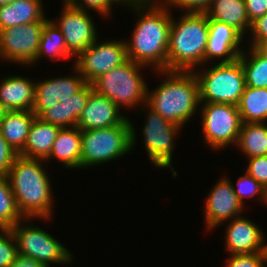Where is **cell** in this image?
Masks as SVG:
<instances>
[{"label":"cell","mask_w":267,"mask_h":267,"mask_svg":"<svg viewBox=\"0 0 267 267\" xmlns=\"http://www.w3.org/2000/svg\"><path fill=\"white\" fill-rule=\"evenodd\" d=\"M247 157L267 155V122L242 123L236 144Z\"/></svg>","instance_id":"cell-26"},{"label":"cell","mask_w":267,"mask_h":267,"mask_svg":"<svg viewBox=\"0 0 267 267\" xmlns=\"http://www.w3.org/2000/svg\"><path fill=\"white\" fill-rule=\"evenodd\" d=\"M229 221L225 233V245L231 255L265 252V235L255 222L242 216Z\"/></svg>","instance_id":"cell-17"},{"label":"cell","mask_w":267,"mask_h":267,"mask_svg":"<svg viewBox=\"0 0 267 267\" xmlns=\"http://www.w3.org/2000/svg\"><path fill=\"white\" fill-rule=\"evenodd\" d=\"M21 221L11 228L19 255L32 257L44 267H50V263H71V252L57 239L36 225L24 226Z\"/></svg>","instance_id":"cell-8"},{"label":"cell","mask_w":267,"mask_h":267,"mask_svg":"<svg viewBox=\"0 0 267 267\" xmlns=\"http://www.w3.org/2000/svg\"><path fill=\"white\" fill-rule=\"evenodd\" d=\"M249 49L250 54L243 50L238 58L244 69L246 86L267 88V58L260 55L253 47Z\"/></svg>","instance_id":"cell-28"},{"label":"cell","mask_w":267,"mask_h":267,"mask_svg":"<svg viewBox=\"0 0 267 267\" xmlns=\"http://www.w3.org/2000/svg\"><path fill=\"white\" fill-rule=\"evenodd\" d=\"M35 82L22 76H6L0 81V105L7 111H32Z\"/></svg>","instance_id":"cell-19"},{"label":"cell","mask_w":267,"mask_h":267,"mask_svg":"<svg viewBox=\"0 0 267 267\" xmlns=\"http://www.w3.org/2000/svg\"><path fill=\"white\" fill-rule=\"evenodd\" d=\"M93 90L92 84L87 83L79 92L63 101L67 108V128L77 126L79 116Z\"/></svg>","instance_id":"cell-30"},{"label":"cell","mask_w":267,"mask_h":267,"mask_svg":"<svg viewBox=\"0 0 267 267\" xmlns=\"http://www.w3.org/2000/svg\"><path fill=\"white\" fill-rule=\"evenodd\" d=\"M32 219L24 218L19 212L8 177L0 175V227L12 228L20 220L30 222Z\"/></svg>","instance_id":"cell-29"},{"label":"cell","mask_w":267,"mask_h":267,"mask_svg":"<svg viewBox=\"0 0 267 267\" xmlns=\"http://www.w3.org/2000/svg\"><path fill=\"white\" fill-rule=\"evenodd\" d=\"M169 9L179 8L186 13H205L213 0H161Z\"/></svg>","instance_id":"cell-34"},{"label":"cell","mask_w":267,"mask_h":267,"mask_svg":"<svg viewBox=\"0 0 267 267\" xmlns=\"http://www.w3.org/2000/svg\"><path fill=\"white\" fill-rule=\"evenodd\" d=\"M35 117L32 111L20 110L7 111L4 116L0 133L18 153L24 149L31 123Z\"/></svg>","instance_id":"cell-24"},{"label":"cell","mask_w":267,"mask_h":267,"mask_svg":"<svg viewBox=\"0 0 267 267\" xmlns=\"http://www.w3.org/2000/svg\"><path fill=\"white\" fill-rule=\"evenodd\" d=\"M233 191L242 205H244V199L246 197L250 198L255 195L258 196L257 198H260L259 201L264 203L265 188L247 172L239 177L237 180V188L233 186Z\"/></svg>","instance_id":"cell-31"},{"label":"cell","mask_w":267,"mask_h":267,"mask_svg":"<svg viewBox=\"0 0 267 267\" xmlns=\"http://www.w3.org/2000/svg\"><path fill=\"white\" fill-rule=\"evenodd\" d=\"M145 106L149 112L142 132L149 160L157 168H170L176 177L177 171L172 167L171 157L175 146L174 138H177L175 136L182 127L164 119L147 104Z\"/></svg>","instance_id":"cell-10"},{"label":"cell","mask_w":267,"mask_h":267,"mask_svg":"<svg viewBox=\"0 0 267 267\" xmlns=\"http://www.w3.org/2000/svg\"><path fill=\"white\" fill-rule=\"evenodd\" d=\"M107 3L112 7L113 4H121L130 7L135 10L136 8L141 7L147 0H106Z\"/></svg>","instance_id":"cell-42"},{"label":"cell","mask_w":267,"mask_h":267,"mask_svg":"<svg viewBox=\"0 0 267 267\" xmlns=\"http://www.w3.org/2000/svg\"><path fill=\"white\" fill-rule=\"evenodd\" d=\"M244 2L251 23L267 13V0H244Z\"/></svg>","instance_id":"cell-40"},{"label":"cell","mask_w":267,"mask_h":267,"mask_svg":"<svg viewBox=\"0 0 267 267\" xmlns=\"http://www.w3.org/2000/svg\"><path fill=\"white\" fill-rule=\"evenodd\" d=\"M97 41L75 58L74 66L88 84L128 60L125 40Z\"/></svg>","instance_id":"cell-11"},{"label":"cell","mask_w":267,"mask_h":267,"mask_svg":"<svg viewBox=\"0 0 267 267\" xmlns=\"http://www.w3.org/2000/svg\"><path fill=\"white\" fill-rule=\"evenodd\" d=\"M225 267H265V252L253 254L231 255Z\"/></svg>","instance_id":"cell-33"},{"label":"cell","mask_w":267,"mask_h":267,"mask_svg":"<svg viewBox=\"0 0 267 267\" xmlns=\"http://www.w3.org/2000/svg\"><path fill=\"white\" fill-rule=\"evenodd\" d=\"M201 73L194 72L199 83L200 103L238 105L246 87L245 73L239 59L216 63Z\"/></svg>","instance_id":"cell-7"},{"label":"cell","mask_w":267,"mask_h":267,"mask_svg":"<svg viewBox=\"0 0 267 267\" xmlns=\"http://www.w3.org/2000/svg\"><path fill=\"white\" fill-rule=\"evenodd\" d=\"M9 267H44V266L32 257L18 254L17 258L10 264Z\"/></svg>","instance_id":"cell-41"},{"label":"cell","mask_w":267,"mask_h":267,"mask_svg":"<svg viewBox=\"0 0 267 267\" xmlns=\"http://www.w3.org/2000/svg\"><path fill=\"white\" fill-rule=\"evenodd\" d=\"M63 2L60 18L53 22L61 30L68 51L76 58L97 40L95 22L88 11Z\"/></svg>","instance_id":"cell-13"},{"label":"cell","mask_w":267,"mask_h":267,"mask_svg":"<svg viewBox=\"0 0 267 267\" xmlns=\"http://www.w3.org/2000/svg\"><path fill=\"white\" fill-rule=\"evenodd\" d=\"M246 172L257 180L264 188L267 186V155L248 158Z\"/></svg>","instance_id":"cell-36"},{"label":"cell","mask_w":267,"mask_h":267,"mask_svg":"<svg viewBox=\"0 0 267 267\" xmlns=\"http://www.w3.org/2000/svg\"><path fill=\"white\" fill-rule=\"evenodd\" d=\"M77 75L50 78L35 82V103L32 112L39 117L45 110L63 102L79 92L86 84V80L78 69L73 66Z\"/></svg>","instance_id":"cell-15"},{"label":"cell","mask_w":267,"mask_h":267,"mask_svg":"<svg viewBox=\"0 0 267 267\" xmlns=\"http://www.w3.org/2000/svg\"><path fill=\"white\" fill-rule=\"evenodd\" d=\"M135 130L130 119L115 126L81 130V168L113 161L134 149Z\"/></svg>","instance_id":"cell-5"},{"label":"cell","mask_w":267,"mask_h":267,"mask_svg":"<svg viewBox=\"0 0 267 267\" xmlns=\"http://www.w3.org/2000/svg\"><path fill=\"white\" fill-rule=\"evenodd\" d=\"M120 110L106 96L93 90L79 116L77 127L81 130H92L123 124L128 118Z\"/></svg>","instance_id":"cell-18"},{"label":"cell","mask_w":267,"mask_h":267,"mask_svg":"<svg viewBox=\"0 0 267 267\" xmlns=\"http://www.w3.org/2000/svg\"><path fill=\"white\" fill-rule=\"evenodd\" d=\"M264 204L267 205V186L265 188V199H264Z\"/></svg>","instance_id":"cell-46"},{"label":"cell","mask_w":267,"mask_h":267,"mask_svg":"<svg viewBox=\"0 0 267 267\" xmlns=\"http://www.w3.org/2000/svg\"><path fill=\"white\" fill-rule=\"evenodd\" d=\"M42 0H14L0 6V31L32 22H46Z\"/></svg>","instance_id":"cell-21"},{"label":"cell","mask_w":267,"mask_h":267,"mask_svg":"<svg viewBox=\"0 0 267 267\" xmlns=\"http://www.w3.org/2000/svg\"><path fill=\"white\" fill-rule=\"evenodd\" d=\"M18 156L19 153L0 133V175H8L10 168Z\"/></svg>","instance_id":"cell-37"},{"label":"cell","mask_w":267,"mask_h":267,"mask_svg":"<svg viewBox=\"0 0 267 267\" xmlns=\"http://www.w3.org/2000/svg\"><path fill=\"white\" fill-rule=\"evenodd\" d=\"M45 22H32L0 31V60L30 66L35 60Z\"/></svg>","instance_id":"cell-12"},{"label":"cell","mask_w":267,"mask_h":267,"mask_svg":"<svg viewBox=\"0 0 267 267\" xmlns=\"http://www.w3.org/2000/svg\"><path fill=\"white\" fill-rule=\"evenodd\" d=\"M205 201V223L210 229L225 221L241 216L243 205L233 191V184L227 177H221Z\"/></svg>","instance_id":"cell-14"},{"label":"cell","mask_w":267,"mask_h":267,"mask_svg":"<svg viewBox=\"0 0 267 267\" xmlns=\"http://www.w3.org/2000/svg\"><path fill=\"white\" fill-rule=\"evenodd\" d=\"M166 75L156 89L148 90L146 104L164 119L183 127L200 104L199 83L194 71H156Z\"/></svg>","instance_id":"cell-3"},{"label":"cell","mask_w":267,"mask_h":267,"mask_svg":"<svg viewBox=\"0 0 267 267\" xmlns=\"http://www.w3.org/2000/svg\"><path fill=\"white\" fill-rule=\"evenodd\" d=\"M7 110L0 105V128Z\"/></svg>","instance_id":"cell-44"},{"label":"cell","mask_w":267,"mask_h":267,"mask_svg":"<svg viewBox=\"0 0 267 267\" xmlns=\"http://www.w3.org/2000/svg\"><path fill=\"white\" fill-rule=\"evenodd\" d=\"M144 67L128 59L98 77L92 83L93 89L121 109V106L133 109L140 102L146 105L147 84L140 75V70Z\"/></svg>","instance_id":"cell-6"},{"label":"cell","mask_w":267,"mask_h":267,"mask_svg":"<svg viewBox=\"0 0 267 267\" xmlns=\"http://www.w3.org/2000/svg\"><path fill=\"white\" fill-rule=\"evenodd\" d=\"M252 34L251 47H255L259 42L267 40V13L252 22L250 29Z\"/></svg>","instance_id":"cell-39"},{"label":"cell","mask_w":267,"mask_h":267,"mask_svg":"<svg viewBox=\"0 0 267 267\" xmlns=\"http://www.w3.org/2000/svg\"><path fill=\"white\" fill-rule=\"evenodd\" d=\"M38 118L42 121L67 128V108L63 102H58L45 110Z\"/></svg>","instance_id":"cell-35"},{"label":"cell","mask_w":267,"mask_h":267,"mask_svg":"<svg viewBox=\"0 0 267 267\" xmlns=\"http://www.w3.org/2000/svg\"><path fill=\"white\" fill-rule=\"evenodd\" d=\"M205 13L208 19L228 24L243 36L247 30L250 32L252 23L247 16L244 0H213Z\"/></svg>","instance_id":"cell-23"},{"label":"cell","mask_w":267,"mask_h":267,"mask_svg":"<svg viewBox=\"0 0 267 267\" xmlns=\"http://www.w3.org/2000/svg\"><path fill=\"white\" fill-rule=\"evenodd\" d=\"M13 1H14V0H0V6L9 4V3L13 2Z\"/></svg>","instance_id":"cell-45"},{"label":"cell","mask_w":267,"mask_h":267,"mask_svg":"<svg viewBox=\"0 0 267 267\" xmlns=\"http://www.w3.org/2000/svg\"><path fill=\"white\" fill-rule=\"evenodd\" d=\"M265 255H266V262H267V243L265 244Z\"/></svg>","instance_id":"cell-47"},{"label":"cell","mask_w":267,"mask_h":267,"mask_svg":"<svg viewBox=\"0 0 267 267\" xmlns=\"http://www.w3.org/2000/svg\"><path fill=\"white\" fill-rule=\"evenodd\" d=\"M138 21L130 41H125L128 59L154 71L167 70L171 10L160 0H147L136 8ZM140 15V16H139Z\"/></svg>","instance_id":"cell-1"},{"label":"cell","mask_w":267,"mask_h":267,"mask_svg":"<svg viewBox=\"0 0 267 267\" xmlns=\"http://www.w3.org/2000/svg\"><path fill=\"white\" fill-rule=\"evenodd\" d=\"M81 129L77 126L61 128L54 141L51 153L45 160L56 158L70 169L81 168Z\"/></svg>","instance_id":"cell-22"},{"label":"cell","mask_w":267,"mask_h":267,"mask_svg":"<svg viewBox=\"0 0 267 267\" xmlns=\"http://www.w3.org/2000/svg\"><path fill=\"white\" fill-rule=\"evenodd\" d=\"M61 127L42 121L35 117L31 123L24 149L19 156L46 160Z\"/></svg>","instance_id":"cell-20"},{"label":"cell","mask_w":267,"mask_h":267,"mask_svg":"<svg viewBox=\"0 0 267 267\" xmlns=\"http://www.w3.org/2000/svg\"><path fill=\"white\" fill-rule=\"evenodd\" d=\"M171 21L167 51V70L196 71L204 64L209 26L206 13H186Z\"/></svg>","instance_id":"cell-4"},{"label":"cell","mask_w":267,"mask_h":267,"mask_svg":"<svg viewBox=\"0 0 267 267\" xmlns=\"http://www.w3.org/2000/svg\"><path fill=\"white\" fill-rule=\"evenodd\" d=\"M43 161L18 156L7 175L17 208L24 218L50 220L52 217V187L42 168Z\"/></svg>","instance_id":"cell-2"},{"label":"cell","mask_w":267,"mask_h":267,"mask_svg":"<svg viewBox=\"0 0 267 267\" xmlns=\"http://www.w3.org/2000/svg\"><path fill=\"white\" fill-rule=\"evenodd\" d=\"M254 49L263 57L267 58V40L259 42Z\"/></svg>","instance_id":"cell-43"},{"label":"cell","mask_w":267,"mask_h":267,"mask_svg":"<svg viewBox=\"0 0 267 267\" xmlns=\"http://www.w3.org/2000/svg\"><path fill=\"white\" fill-rule=\"evenodd\" d=\"M17 255V243L11 228L0 227V267H9Z\"/></svg>","instance_id":"cell-32"},{"label":"cell","mask_w":267,"mask_h":267,"mask_svg":"<svg viewBox=\"0 0 267 267\" xmlns=\"http://www.w3.org/2000/svg\"><path fill=\"white\" fill-rule=\"evenodd\" d=\"M71 6L88 11H97L103 17L110 15L112 7L107 3L106 0H65ZM81 1V2H80Z\"/></svg>","instance_id":"cell-38"},{"label":"cell","mask_w":267,"mask_h":267,"mask_svg":"<svg viewBox=\"0 0 267 267\" xmlns=\"http://www.w3.org/2000/svg\"><path fill=\"white\" fill-rule=\"evenodd\" d=\"M45 55L51 60L69 59L73 56L68 51L65 38L63 37L61 30L53 22V19H48L44 23L36 60L32 64L40 61L41 57H44Z\"/></svg>","instance_id":"cell-27"},{"label":"cell","mask_w":267,"mask_h":267,"mask_svg":"<svg viewBox=\"0 0 267 267\" xmlns=\"http://www.w3.org/2000/svg\"><path fill=\"white\" fill-rule=\"evenodd\" d=\"M202 106L201 124L205 142L216 150L236 145L242 125L237 105L203 103Z\"/></svg>","instance_id":"cell-9"},{"label":"cell","mask_w":267,"mask_h":267,"mask_svg":"<svg viewBox=\"0 0 267 267\" xmlns=\"http://www.w3.org/2000/svg\"><path fill=\"white\" fill-rule=\"evenodd\" d=\"M237 107L242 123H266L267 88L246 86Z\"/></svg>","instance_id":"cell-25"},{"label":"cell","mask_w":267,"mask_h":267,"mask_svg":"<svg viewBox=\"0 0 267 267\" xmlns=\"http://www.w3.org/2000/svg\"><path fill=\"white\" fill-rule=\"evenodd\" d=\"M208 26L209 35L204 63L216 60L217 57L222 58L220 63L236 61L244 50L240 46L244 36L232 26L213 19H208Z\"/></svg>","instance_id":"cell-16"}]
</instances>
